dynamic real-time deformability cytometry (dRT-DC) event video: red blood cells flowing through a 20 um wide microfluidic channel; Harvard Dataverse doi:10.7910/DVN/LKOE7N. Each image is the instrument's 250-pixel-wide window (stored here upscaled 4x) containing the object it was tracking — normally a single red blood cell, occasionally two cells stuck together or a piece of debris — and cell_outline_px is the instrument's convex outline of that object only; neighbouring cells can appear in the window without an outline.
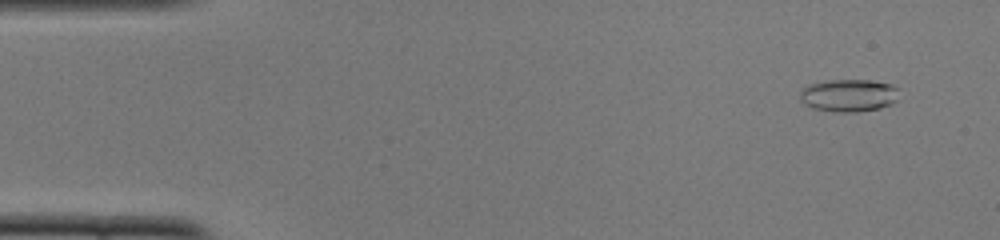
{"species": "common noctule bat (a hibernating species)", "species_latin": "Nyctalus noctula", "temperature_condition": "cold", "stored_images_in_passage": 52, "camera_frame_rate_fps": 3000, "um_per_image_px": 0.085, "animal": {"sex": "female", "body_mass_g": 22.0, "forearm_length_mm": 56.7}, "frame": {"image": 1, "passage_image": 4, "time_ms": 1.0, "image_size_px": [1000, 240], "cell_outline_px": [[896, 100], [892, 104], [880, 108], [856, 112], [836, 112], [812, 108], [804, 104], [800, 100], [800, 92], [808, 84], [828, 80], [872, 80], [892, 84], [896, 88]], "centroid_in_image_um": [72.11, 8.11], "position_along_channel_um": 12.9, "area_um2": 18.84}}
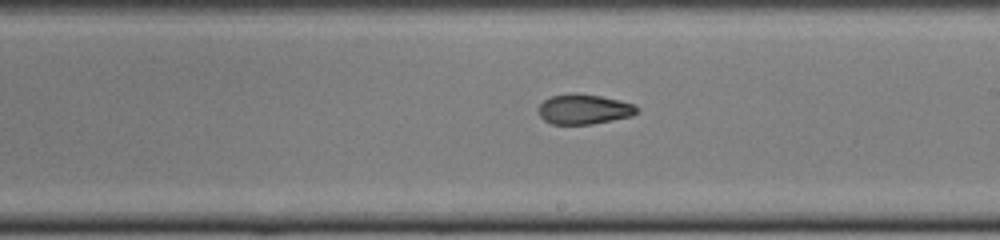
{"frame": {"image": 2, "passage_image": 30, "time_ms": 9.667, "image_size_px": [1000, 240], "cell_outline_px": [[640, 108], [632, 116], [592, 124], [552, 124], [544, 120], [540, 116], [540, 104], [544, 100], [552, 96], [572, 92], [576, 92], [600, 96], [620, 100], [636, 104]], "centroid_in_image_um": [49.67, 9.27], "position_along_channel_um": 239.3, "area_um2": 17.28}}
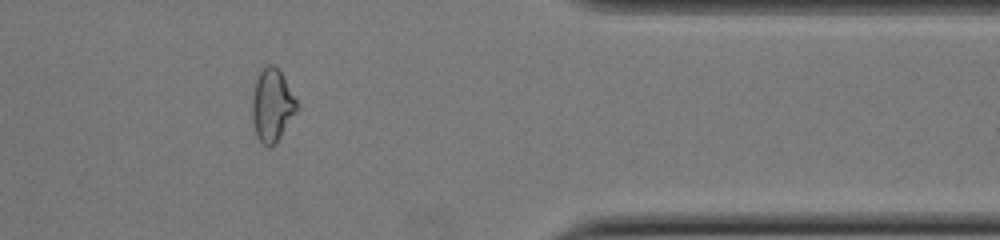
{"frame": {"image": 3, "passage_image": 43, "time_ms": 14.0, "image_size_px": [1000, 240], "cell_outline_px": [[296, 112], [276, 140], [268, 148], [256, 136], [252, 120], [252, 96], [256, 80], [260, 72], [268, 64], [276, 64], [296, 100]], "centroid_in_image_um": [23.09, 8.91], "position_along_channel_um": 388.3, "area_um2": 18.32}, "authors_computed_cell_mechanics": {"area_um2": 17.8602, "velocity_mm_per_s": 3.8887, "shape_relaxation_time_tau1_ms": null, "shape_relaxation_time_tau2_ms": 2.4509, "deformation_change_tau1": null, "deformation_change_tau2": 0.0754}}